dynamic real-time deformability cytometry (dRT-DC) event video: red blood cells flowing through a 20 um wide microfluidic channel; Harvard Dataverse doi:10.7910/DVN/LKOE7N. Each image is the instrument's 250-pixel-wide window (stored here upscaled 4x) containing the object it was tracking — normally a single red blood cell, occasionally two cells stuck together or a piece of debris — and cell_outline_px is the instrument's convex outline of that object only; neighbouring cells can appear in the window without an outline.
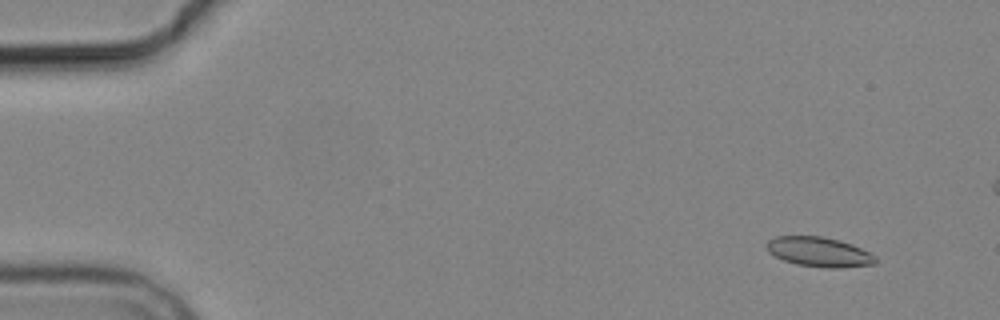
{"species": "common noctule bat (a hibernating species)", "species_latin": "Nyctalus noctula", "temperature_condition": "cold", "stored_images_in_passage": 6, "camera_frame_rate_fps": 3000, "um_per_image_px": 0.085, "animal": {"sex": "male", "body_mass_g": 19.2, "forearm_length_mm": 51.8}, "frame": {"image": 1, "passage_image": 2, "time_ms": 1.0, "image_size_px": [1000, 320], "cell_outline_px": [[876, 264], [840, 268], [828, 268], [796, 264], [784, 260], [768, 252], [764, 244], [768, 240], [776, 236], [824, 236], [840, 240], [852, 244], [876, 256]], "centroid_in_image_um": [69.61, 21.41], "position_along_channel_um": 15.4, "area_um2": 18.96}}